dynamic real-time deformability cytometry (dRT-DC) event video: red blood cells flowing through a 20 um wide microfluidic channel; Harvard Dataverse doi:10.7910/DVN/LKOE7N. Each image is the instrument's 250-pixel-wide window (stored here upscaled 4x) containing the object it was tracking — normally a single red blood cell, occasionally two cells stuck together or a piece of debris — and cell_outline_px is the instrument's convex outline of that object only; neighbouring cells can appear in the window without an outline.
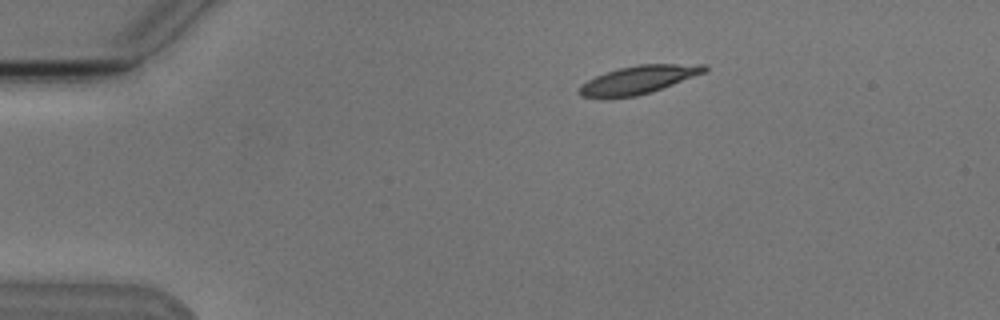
{"species": "Egyptian fruit bat (a non-hibernating species)", "species_latin": "Rousettus aegyptiacus", "temperature_condition": "cold", "stored_images_in_passage": 2, "camera_frame_rate_fps": 3000, "um_per_image_px": 0.085, "animal": {"sex": "male"}, "frame": {"image": 1, "passage_image": 1, "time_ms": 0.0, "image_size_px": [1000, 320], "cell_outline_px": [[708, 68], [704, 72], [652, 92], [636, 96], [580, 96], [576, 92], [588, 80], [596, 76], [620, 68], [636, 64], [708, 64]], "centroid_in_image_um": [54.32, 6.75], "position_along_channel_um": 30.7, "area_um2": 19.88}}